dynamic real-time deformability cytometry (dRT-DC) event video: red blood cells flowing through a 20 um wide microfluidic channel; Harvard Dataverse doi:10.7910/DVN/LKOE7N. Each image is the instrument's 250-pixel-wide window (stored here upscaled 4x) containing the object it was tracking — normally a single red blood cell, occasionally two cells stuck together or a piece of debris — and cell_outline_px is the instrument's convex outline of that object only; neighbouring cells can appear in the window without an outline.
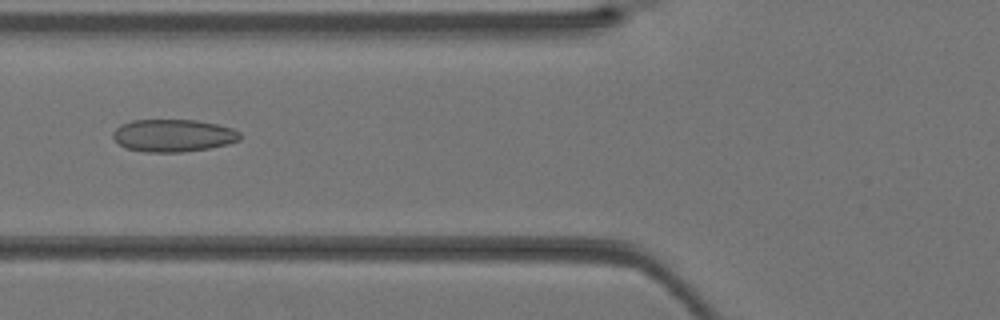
{"species": "Egyptian fruit bat (a non-hibernating species)", "species_latin": "Rousettus aegyptiacus", "temperature_condition": "warm", "stored_images_in_passage": 29, "camera_frame_rate_fps": 3000, "um_per_image_px": 0.085, "animal": {"sex": "female"}, "frame": {"image": 1, "passage_image": 5, "time_ms": 1.333, "image_size_px": [1000, 320], "cell_outline_px": [[240, 140], [228, 144], [208, 148], [180, 152], [144, 152], [128, 148], [120, 144], [112, 136], [112, 132], [120, 124], [132, 120], [196, 120], [216, 124], [232, 128], [240, 132]], "centroid_in_image_um": [14.72, 11.51], "position_along_channel_um": 111.1, "area_um2": 23.99}}
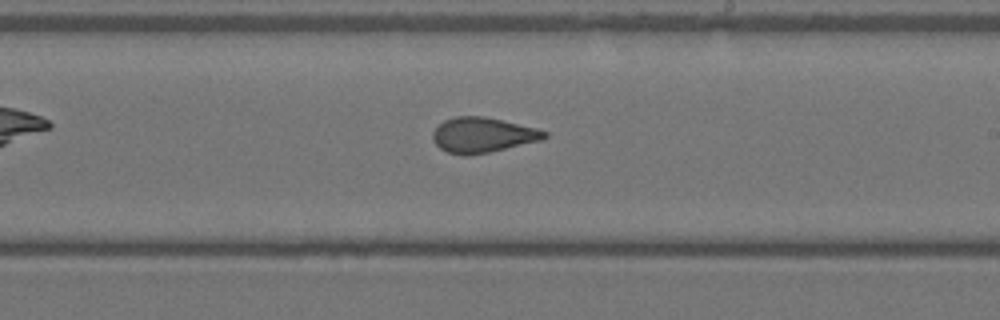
{"frame": {"image": 2, "passage_image": 13, "time_ms": 4.0, "image_size_px": [1000, 320], "cell_outline_px": [[548, 136], [544, 140], [488, 152], [464, 156], [448, 152], [440, 148], [432, 140], [432, 132], [444, 120], [456, 116], [484, 116], [536, 128], [548, 132]], "centroid_in_image_um": [41.03, 11.48], "position_along_channel_um": 248.0, "area_um2": 22.83}}
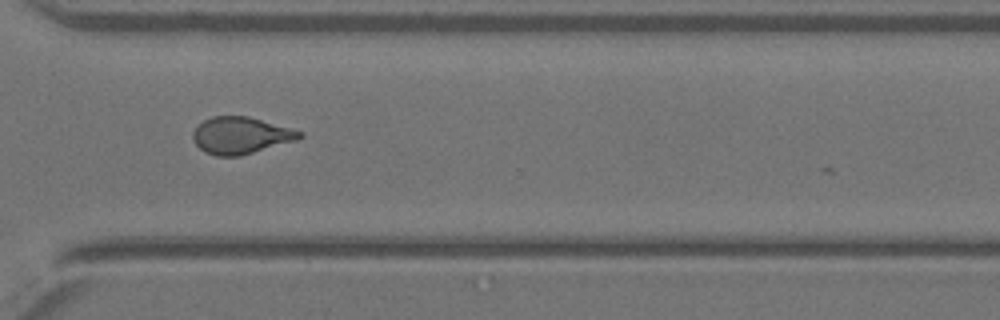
{"frame": {"image": 3, "passage_image": 19, "time_ms": 6.0, "image_size_px": [1000, 320], "cell_outline_px": [[304, 136], [296, 140], [240, 156], [216, 156], [204, 152], [192, 140], [192, 132], [204, 120], [212, 116], [248, 116], [304, 132]], "centroid_in_image_um": [20.45, 11.51], "position_along_channel_um": 350.2, "area_um2": 22.83}}